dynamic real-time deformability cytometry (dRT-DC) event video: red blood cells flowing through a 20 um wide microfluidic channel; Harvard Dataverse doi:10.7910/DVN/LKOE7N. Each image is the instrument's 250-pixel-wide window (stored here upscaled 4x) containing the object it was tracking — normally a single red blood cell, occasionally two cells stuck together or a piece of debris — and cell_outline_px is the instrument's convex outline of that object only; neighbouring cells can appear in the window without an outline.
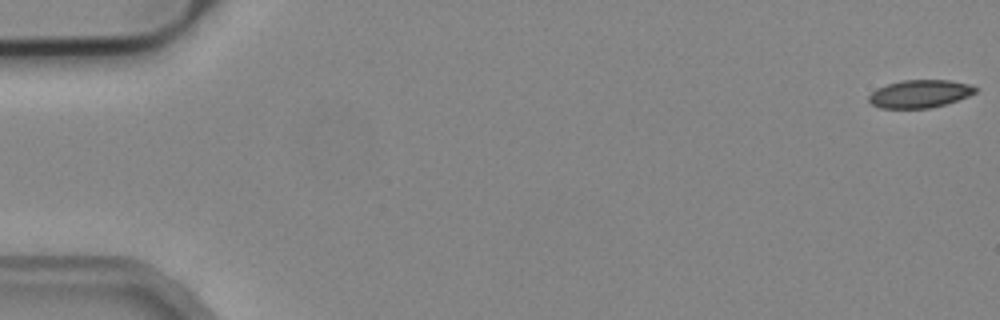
{"species": "common noctule bat (a hibernating species)", "species_latin": "Nyctalus noctula", "temperature_condition": "cold", "stored_images_in_passage": 54, "camera_frame_rate_fps": 3000, "um_per_image_px": 0.085, "animal": {"sex": "male", "body_mass_g": 19.2, "forearm_length_mm": 51.8}, "frame": {"image": 1, "passage_image": 1, "time_ms": 0.0, "image_size_px": [1000, 320], "cell_outline_px": [[980, 88], [976, 92], [968, 96], [944, 104], [928, 108], [880, 108], [872, 104], [868, 100], [868, 96], [876, 88], [900, 80], [948, 80], [972, 84]], "centroid_in_image_um": [78.19, 7.96], "position_along_channel_um": 6.8, "area_um2": 17.34}}
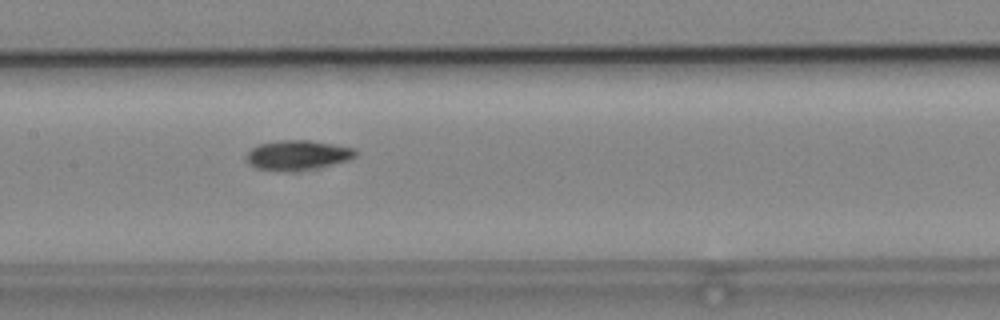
{"frame": {"image": 2, "passage_image": 27, "time_ms": 8.667, "image_size_px": [1000, 320], "cell_outline_px": [[356, 156], [348, 160], [332, 164], [312, 168], [256, 168], [248, 160], [248, 152], [252, 148], [260, 144], [276, 140], [312, 140], [356, 148]], "centroid_in_image_um": [25.38, 13.11], "position_along_channel_um": 182.0, "area_um2": 17.92}}
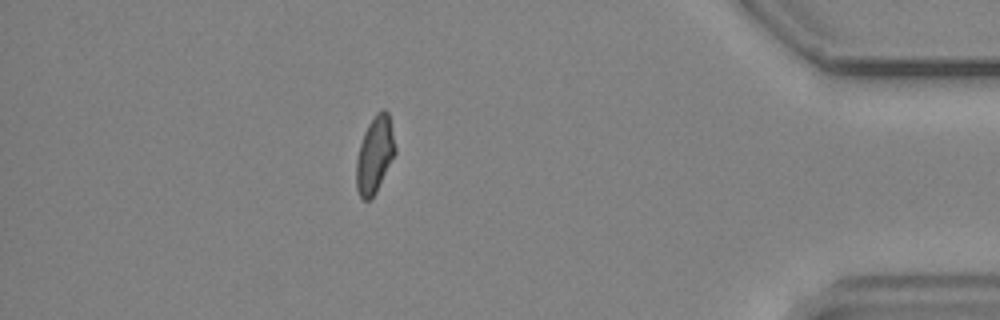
{"frame": {"image": 3, "passage_image": 48, "time_ms": 15.667, "image_size_px": [1000, 320], "cell_outline_px": [[396, 152], [372, 200], [364, 200], [360, 196], [356, 188], [356, 160], [360, 144], [364, 132], [368, 124], [376, 112], [380, 108], [384, 108], [388, 112], [396, 148]], "centroid_in_image_um": [31.85, 13.14], "position_along_channel_um": 403.4, "area_um2": 17.46}, "authors_computed_cell_mechanics": {"area_um2": 18.0914, "velocity_mm_per_s": 3.8082, "shape_relaxation_time_tau1_ms": null, "shape_relaxation_time_tau2_ms": 4.862, "deformation_change_tau1": null, "deformation_change_tau2": 0.0924}}